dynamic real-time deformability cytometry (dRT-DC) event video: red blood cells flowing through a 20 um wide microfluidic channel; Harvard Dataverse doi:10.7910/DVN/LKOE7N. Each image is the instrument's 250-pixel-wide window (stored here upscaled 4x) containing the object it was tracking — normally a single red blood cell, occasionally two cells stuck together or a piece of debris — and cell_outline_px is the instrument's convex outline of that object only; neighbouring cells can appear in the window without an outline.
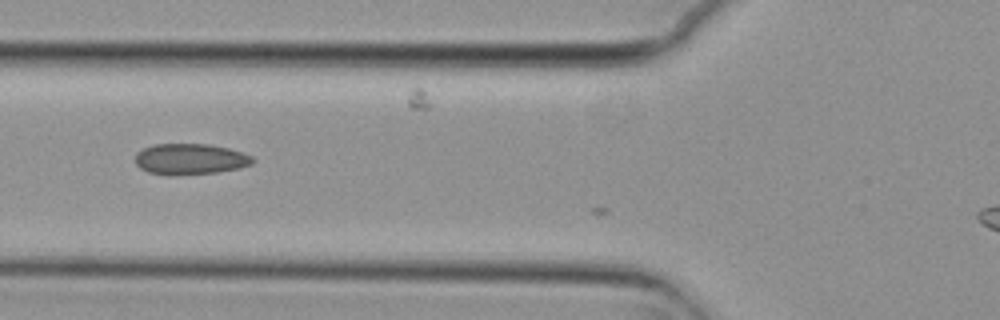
{"species": "common noctule bat (a hibernating species)", "species_latin": "Nyctalus noctula", "temperature_condition": "cold", "stored_images_in_passage": 13, "camera_frame_rate_fps": 3000, "um_per_image_px": 0.085, "animal": {"sex": "female", "body_mass_g": 29.2, "forearm_length_mm": 56.3}, "frame": {"image": 1, "passage_image": 12, "time_ms": 3.667, "image_size_px": [1000, 320], "cell_outline_px": [[256, 160], [252, 164], [240, 168], [216, 172], [172, 176], [148, 172], [140, 168], [136, 164], [136, 152], [144, 148], [156, 144], [208, 144], [228, 148], [252, 156]], "centroid_in_image_um": [16.17, 13.53], "position_along_channel_um": 109.6, "area_um2": 21.21}}